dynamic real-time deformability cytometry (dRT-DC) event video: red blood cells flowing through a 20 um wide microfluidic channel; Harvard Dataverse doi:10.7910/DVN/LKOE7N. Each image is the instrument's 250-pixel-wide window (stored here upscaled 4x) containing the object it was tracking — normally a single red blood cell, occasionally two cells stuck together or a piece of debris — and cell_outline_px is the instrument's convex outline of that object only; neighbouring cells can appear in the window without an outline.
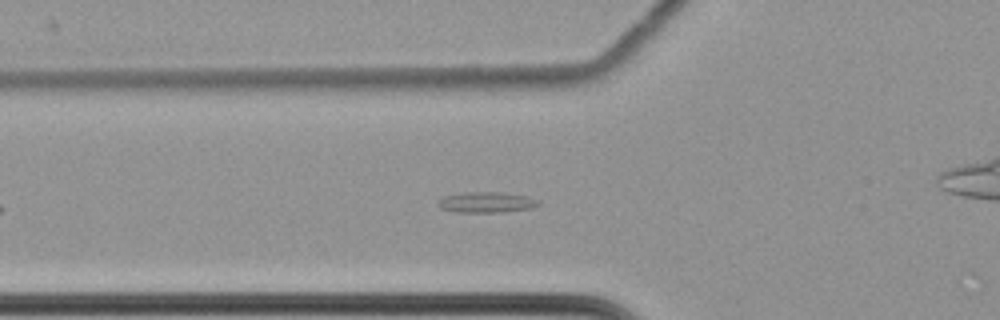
{"species": "common noctule bat (a hibernating species)", "species_latin": "Nyctalus noctula", "temperature_condition": "cold", "stored_images_in_passage": 50, "camera_frame_rate_fps": 3000, "um_per_image_px": 0.085, "animal": {"sex": "female", "body_mass_g": 22.7, "forearm_length_mm": 54.2}, "frame": {"image": 1, "passage_image": 11, "time_ms": 3.333, "image_size_px": [1000, 320], "cell_outline_px": [[540, 204], [532, 208], [504, 212], [456, 212], [440, 208], [436, 204], [444, 196], [464, 192], [500, 192], [528, 196], [540, 200]], "centroid_in_image_um": [41.37, 17.19], "position_along_channel_um": 84.4, "area_um2": 12.2}}
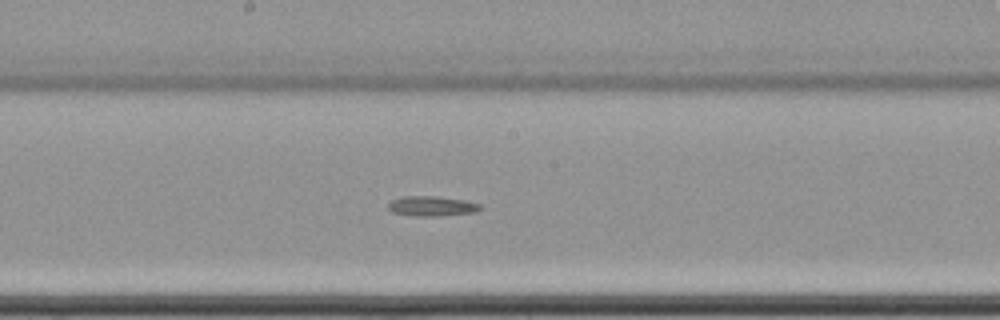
{"frame": {"image": 2, "passage_image": 22, "time_ms": 7.0, "image_size_px": [1000, 320], "cell_outline_px": [[480, 208], [476, 212], [440, 216], [412, 216], [392, 212], [388, 208], [388, 204], [392, 200], [400, 196], [436, 196], [464, 200], [480, 204]], "centroid_in_image_um": [36.66, 17.52], "position_along_channel_um": 211.5, "area_um2": 10.75}}
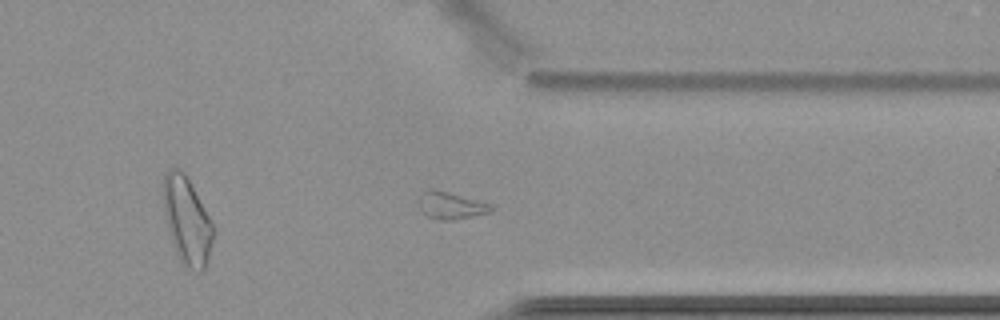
{"frame": {"image": 3, "passage_image": 36, "time_ms": 11.667, "image_size_px": [1000, 320], "cell_outline_px": [[496, 208], [492, 212], [456, 220], [436, 220], [420, 212], [420, 196], [424, 192], [432, 188], [448, 192], [492, 204]], "centroid_in_image_um": [38.37, 17.49], "position_along_channel_um": 373.0, "area_um2": 11.56}}